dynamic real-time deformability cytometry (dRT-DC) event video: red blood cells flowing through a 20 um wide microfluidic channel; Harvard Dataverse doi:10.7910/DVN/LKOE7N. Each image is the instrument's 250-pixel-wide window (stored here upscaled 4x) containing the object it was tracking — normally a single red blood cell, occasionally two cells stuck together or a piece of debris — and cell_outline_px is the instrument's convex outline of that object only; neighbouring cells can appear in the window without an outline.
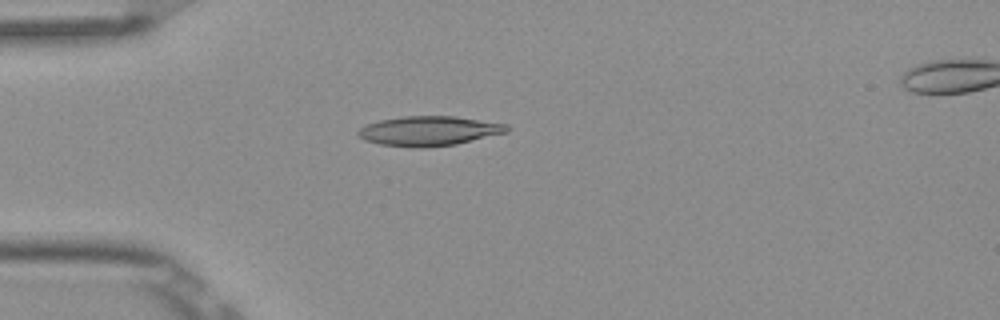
{"species": "Egyptian fruit bat (a non-hibernating species)", "species_latin": "Rousettus aegyptiacus", "temperature_condition": "room temperature", "stored_images_in_passage": 5, "camera_frame_rate_fps": 3000, "um_per_image_px": 0.085, "frame": {"image": 1, "passage_image": 5, "time_ms": 1.333, "image_size_px": [1000, 320], "cell_outline_px": [[508, 132], [456, 144], [428, 148], [412, 148], [380, 144], [364, 140], [356, 136], [356, 132], [360, 128], [368, 124], [380, 120], [404, 116], [456, 116], [508, 124]], "centroid_in_image_um": [36.45, 11.14], "position_along_channel_um": 48.6, "area_um2": 25.89}}